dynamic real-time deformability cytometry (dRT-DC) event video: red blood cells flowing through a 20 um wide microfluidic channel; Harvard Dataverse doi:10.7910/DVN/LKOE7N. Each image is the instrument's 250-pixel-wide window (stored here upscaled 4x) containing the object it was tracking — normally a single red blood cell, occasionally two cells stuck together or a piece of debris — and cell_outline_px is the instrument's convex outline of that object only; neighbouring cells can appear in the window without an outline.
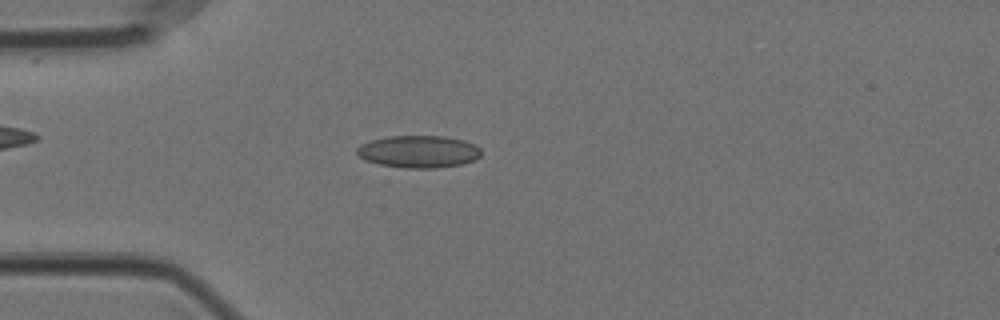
{"species": "Egyptian fruit bat (a non-hibernating species)", "species_latin": "Rousettus aegyptiacus", "temperature_condition": "cold", "stored_images_in_passage": 50, "camera_frame_rate_fps": 3000, "um_per_image_px": 0.085, "animal": {"sex": "female"}, "frame": {"image": 1, "passage_image": 12, "time_ms": 3.667, "image_size_px": [1000, 320], "cell_outline_px": [[480, 156], [476, 160], [460, 164], [436, 168], [404, 168], [380, 164], [364, 160], [356, 152], [356, 148], [360, 144], [372, 140], [388, 136], [444, 136], [464, 140], [476, 144], [480, 148]], "centroid_in_image_um": [35.59, 12.88], "position_along_channel_um": 49.4, "area_um2": 23.47}}
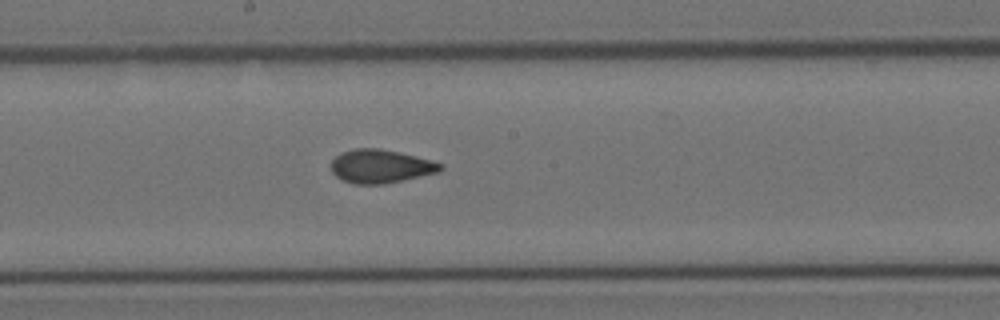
{"frame": {"image": 2, "passage_image": 27, "time_ms": 8.667, "image_size_px": [1000, 320], "cell_outline_px": [[444, 168], [440, 172], [384, 184], [352, 184], [340, 180], [332, 172], [332, 160], [340, 152], [356, 148], [380, 148], [400, 152], [432, 160], [444, 164]], "centroid_in_image_um": [32.37, 14.13], "position_along_channel_um": 215.8, "area_um2": 21.62}}
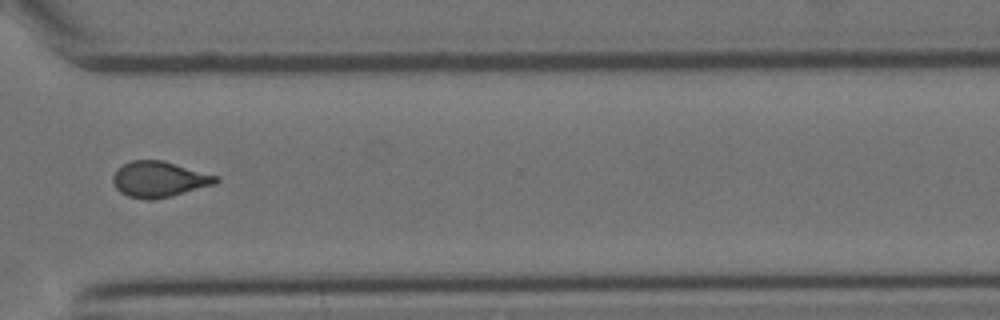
{"frame": {"image": 3, "passage_image": 39, "time_ms": 12.667, "image_size_px": [1000, 320], "cell_outline_px": [[220, 180], [216, 184], [172, 196], [152, 200], [148, 200], [128, 196], [120, 192], [116, 188], [112, 180], [112, 176], [116, 168], [132, 160], [164, 160], [216, 176]], "centroid_in_image_um": [13.5, 15.24], "position_along_channel_um": 357.1, "area_um2": 21.5}, "authors_computed_cell_mechanics": {"area_um2": 21.5305, "velocity_mm_per_s": 3.5488, "shape_relaxation_time_tau1_ms": null, "shape_relaxation_time_tau2_ms": 1.5153, "deformation_change_tau1": null, "deformation_change_tau2": 0.08}}